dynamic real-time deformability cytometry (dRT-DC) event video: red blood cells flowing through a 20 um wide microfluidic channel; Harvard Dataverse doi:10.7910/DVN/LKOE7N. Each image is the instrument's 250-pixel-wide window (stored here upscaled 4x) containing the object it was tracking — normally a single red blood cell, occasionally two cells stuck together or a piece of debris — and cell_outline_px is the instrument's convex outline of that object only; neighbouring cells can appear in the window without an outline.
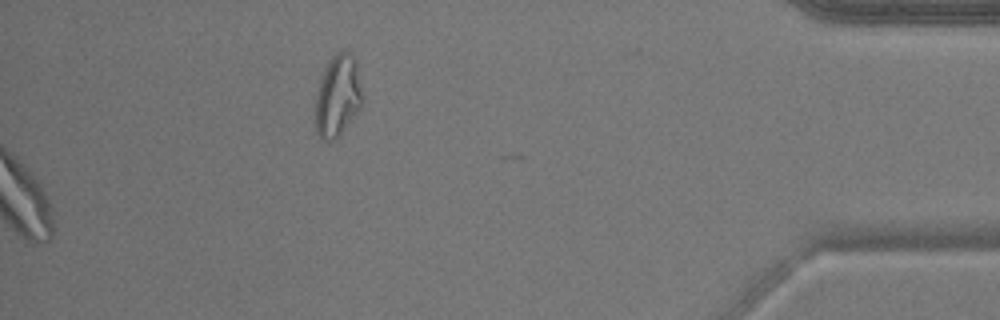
{"species": "common noctule bat (a hibernating species)", "species_latin": "Nyctalus noctula", "temperature_condition": "warm", "stored_images_in_passage": 54, "camera_frame_rate_fps": 3000, "um_per_image_px": 0.085, "animal": {"sex": "male", "body_mass_g": 17.9}, "frame": {"image": 1, "passage_image": 54, "time_ms": 17.667, "image_size_px": [1000, 320], "cell_outline_px": [[364, 96], [360, 108], [336, 140], [324, 140], [316, 132], [312, 108], [320, 80], [324, 68], [328, 60], [336, 52], [344, 48], [356, 60]], "centroid_in_image_um": [28.68, 8.14], "position_along_channel_um": 406.5, "area_um2": 23.18}}